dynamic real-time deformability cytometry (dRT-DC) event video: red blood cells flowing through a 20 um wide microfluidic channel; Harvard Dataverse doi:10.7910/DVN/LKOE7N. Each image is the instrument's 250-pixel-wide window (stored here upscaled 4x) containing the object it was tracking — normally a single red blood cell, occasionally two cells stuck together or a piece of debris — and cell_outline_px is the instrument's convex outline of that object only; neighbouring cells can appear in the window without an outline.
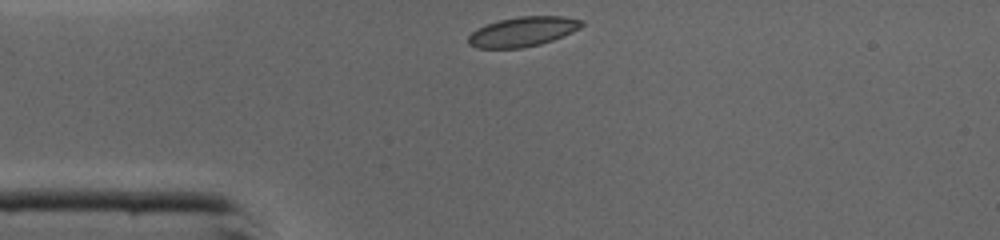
{"species": "common noctule bat (a hibernating species)", "species_latin": "Nyctalus noctula", "temperature_condition": "cold", "stored_images_in_passage": 27, "camera_frame_rate_fps": 3000, "um_per_image_px": 0.085, "animal": {"sex": "male", "body_mass_g": 19.0, "forearm_length_mm": 50.8}, "frame": {"image": 1, "passage_image": 1, "time_ms": 0.0, "image_size_px": [1000, 240], "cell_outline_px": [[584, 24], [580, 28], [572, 32], [552, 40], [540, 44], [520, 48], [476, 48], [468, 44], [468, 36], [476, 28], [484, 24], [500, 20], [520, 16], [564, 16], [584, 20]], "centroid_in_image_um": [44.42, 2.68], "position_along_channel_um": 40.6, "area_um2": 19.71}}
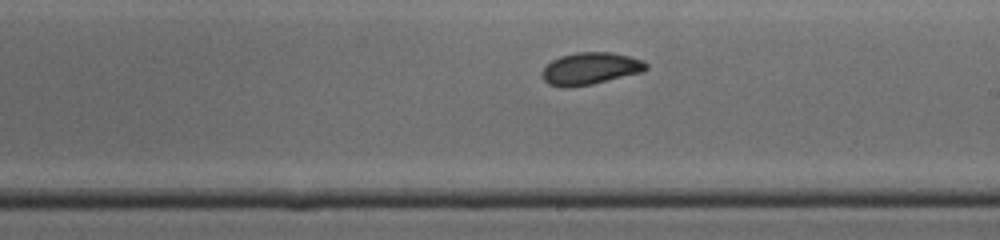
{"frame": {"image": 2, "passage_image": 16, "time_ms": 5.0, "image_size_px": [1000, 240], "cell_outline_px": [[648, 68], [644, 72], [592, 84], [568, 88], [560, 88], [548, 84], [540, 76], [544, 68], [552, 60], [560, 56], [576, 52], [612, 52], [644, 60], [648, 64]], "centroid_in_image_um": [50.18, 5.84], "position_along_channel_um": 238.8, "area_um2": 19.77}}
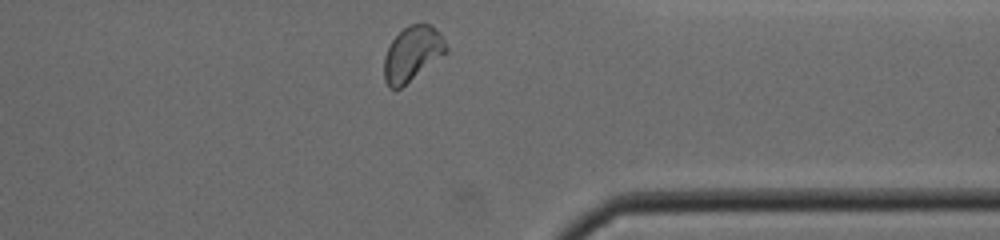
{"frame": {"image": 3, "passage_image": 26, "time_ms": 8.333, "image_size_px": [1000, 240], "cell_outline_px": [[448, 52], [400, 88], [388, 88], [384, 80], [384, 56], [392, 40], [408, 24], [428, 24], [436, 28], [440, 32], [448, 48]], "centroid_in_image_um": [35.05, 4.56], "position_along_channel_um": 376.4, "area_um2": 19.71}, "authors_computed_cell_mechanics": {"area_um2": 19.5364, "velocity_mm_per_s": 4.3628, "shape_relaxation_time_tau1_ms": 2.4813, "shape_relaxation_time_tau2_ms": 2.1819, "deformation_change_tau1": 0.0836, "deformation_change_tau2": 0.0361}}